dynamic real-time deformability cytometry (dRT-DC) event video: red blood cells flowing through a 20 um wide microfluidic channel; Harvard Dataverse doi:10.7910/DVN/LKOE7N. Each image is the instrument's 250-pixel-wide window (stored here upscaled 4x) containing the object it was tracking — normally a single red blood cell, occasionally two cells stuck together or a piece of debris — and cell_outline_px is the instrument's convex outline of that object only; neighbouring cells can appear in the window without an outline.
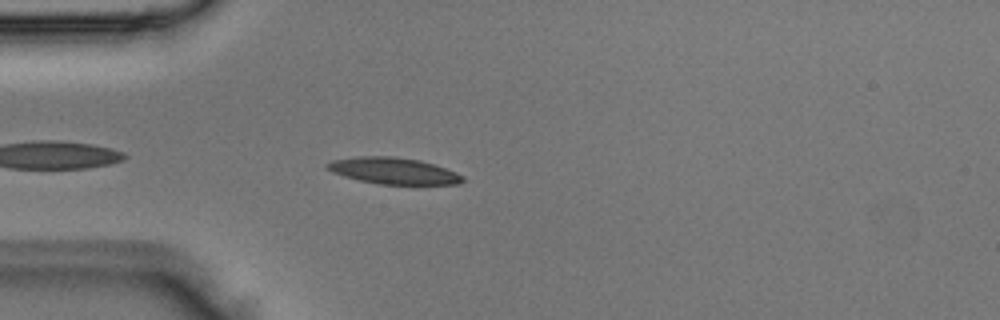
{"species": "Egyptian fruit bat (a non-hibernating species)", "species_latin": "Rousettus aegyptiacus", "temperature_condition": "room temperature", "stored_images_in_passage": 3, "camera_frame_rate_fps": 3000, "um_per_image_px": 0.085, "animal": {"sex": "male"}, "frame": {"image": 1, "passage_image": 3, "time_ms": 0.667, "image_size_px": [1000, 320], "cell_outline_px": [[464, 180], [460, 184], [380, 184], [360, 180], [344, 176], [332, 172], [324, 168], [324, 164], [332, 160], [356, 156], [392, 156], [420, 160], [456, 172], [464, 176]], "centroid_in_image_um": [33.4, 14.51], "position_along_channel_um": 51.6, "area_um2": 20.87}}